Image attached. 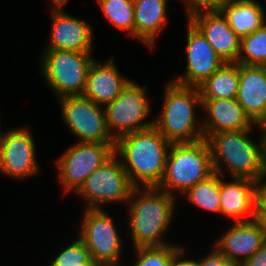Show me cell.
Listing matches in <instances>:
<instances>
[{"mask_svg": "<svg viewBox=\"0 0 266 266\" xmlns=\"http://www.w3.org/2000/svg\"><path fill=\"white\" fill-rule=\"evenodd\" d=\"M171 144L152 126L118 138L114 154L135 188L157 187L164 175Z\"/></svg>", "mask_w": 266, "mask_h": 266, "instance_id": "obj_1", "label": "cell"}, {"mask_svg": "<svg viewBox=\"0 0 266 266\" xmlns=\"http://www.w3.org/2000/svg\"><path fill=\"white\" fill-rule=\"evenodd\" d=\"M251 130L217 132L205 138L214 172L223 177L224 164L233 178H247L255 182L264 178L266 127H262L257 143L249 137Z\"/></svg>", "mask_w": 266, "mask_h": 266, "instance_id": "obj_2", "label": "cell"}, {"mask_svg": "<svg viewBox=\"0 0 266 266\" xmlns=\"http://www.w3.org/2000/svg\"><path fill=\"white\" fill-rule=\"evenodd\" d=\"M176 196L156 187L134 188L127 203L133 247L169 245L163 237L174 218ZM163 236V237H162Z\"/></svg>", "mask_w": 266, "mask_h": 266, "instance_id": "obj_3", "label": "cell"}, {"mask_svg": "<svg viewBox=\"0 0 266 266\" xmlns=\"http://www.w3.org/2000/svg\"><path fill=\"white\" fill-rule=\"evenodd\" d=\"M161 114L154 127L171 143L196 142L204 139L202 120L197 122L196 106L202 107L199 88L168 81Z\"/></svg>", "mask_w": 266, "mask_h": 266, "instance_id": "obj_4", "label": "cell"}, {"mask_svg": "<svg viewBox=\"0 0 266 266\" xmlns=\"http://www.w3.org/2000/svg\"><path fill=\"white\" fill-rule=\"evenodd\" d=\"M214 173L209 145L205 139L172 143L163 178L156 187L170 195L183 194L188 188Z\"/></svg>", "mask_w": 266, "mask_h": 266, "instance_id": "obj_5", "label": "cell"}, {"mask_svg": "<svg viewBox=\"0 0 266 266\" xmlns=\"http://www.w3.org/2000/svg\"><path fill=\"white\" fill-rule=\"evenodd\" d=\"M92 52L44 50L41 54V74L57 99L83 95L87 75L95 59Z\"/></svg>", "mask_w": 266, "mask_h": 266, "instance_id": "obj_6", "label": "cell"}, {"mask_svg": "<svg viewBox=\"0 0 266 266\" xmlns=\"http://www.w3.org/2000/svg\"><path fill=\"white\" fill-rule=\"evenodd\" d=\"M150 103L147 87L130 80L120 95L104 106L112 138L116 141L127 134L154 126V118L146 121L151 114Z\"/></svg>", "mask_w": 266, "mask_h": 266, "instance_id": "obj_7", "label": "cell"}, {"mask_svg": "<svg viewBox=\"0 0 266 266\" xmlns=\"http://www.w3.org/2000/svg\"><path fill=\"white\" fill-rule=\"evenodd\" d=\"M134 188L121 161L114 154L87 177L76 194L87 201L86 209H102L105 204H127Z\"/></svg>", "mask_w": 266, "mask_h": 266, "instance_id": "obj_8", "label": "cell"}, {"mask_svg": "<svg viewBox=\"0 0 266 266\" xmlns=\"http://www.w3.org/2000/svg\"><path fill=\"white\" fill-rule=\"evenodd\" d=\"M62 118L78 142L115 143L106 121L104 106L84 95H69L57 99Z\"/></svg>", "mask_w": 266, "mask_h": 266, "instance_id": "obj_9", "label": "cell"}, {"mask_svg": "<svg viewBox=\"0 0 266 266\" xmlns=\"http://www.w3.org/2000/svg\"><path fill=\"white\" fill-rule=\"evenodd\" d=\"M115 143L78 142L57 159L58 180L65 193L77 191L87 177L114 155Z\"/></svg>", "mask_w": 266, "mask_h": 266, "instance_id": "obj_10", "label": "cell"}, {"mask_svg": "<svg viewBox=\"0 0 266 266\" xmlns=\"http://www.w3.org/2000/svg\"><path fill=\"white\" fill-rule=\"evenodd\" d=\"M78 237L91 253L95 264L121 263L122 242L113 218L102 209H86Z\"/></svg>", "mask_w": 266, "mask_h": 266, "instance_id": "obj_11", "label": "cell"}, {"mask_svg": "<svg viewBox=\"0 0 266 266\" xmlns=\"http://www.w3.org/2000/svg\"><path fill=\"white\" fill-rule=\"evenodd\" d=\"M27 128L10 129L1 134L0 172L14 179H26L40 169L35 156V143Z\"/></svg>", "mask_w": 266, "mask_h": 266, "instance_id": "obj_12", "label": "cell"}, {"mask_svg": "<svg viewBox=\"0 0 266 266\" xmlns=\"http://www.w3.org/2000/svg\"><path fill=\"white\" fill-rule=\"evenodd\" d=\"M187 26L186 70L184 75H179L171 81L178 85L198 88L225 62L189 20Z\"/></svg>", "mask_w": 266, "mask_h": 266, "instance_id": "obj_13", "label": "cell"}, {"mask_svg": "<svg viewBox=\"0 0 266 266\" xmlns=\"http://www.w3.org/2000/svg\"><path fill=\"white\" fill-rule=\"evenodd\" d=\"M186 16L225 63H237L241 38L219 9L198 10Z\"/></svg>", "mask_w": 266, "mask_h": 266, "instance_id": "obj_14", "label": "cell"}, {"mask_svg": "<svg viewBox=\"0 0 266 266\" xmlns=\"http://www.w3.org/2000/svg\"><path fill=\"white\" fill-rule=\"evenodd\" d=\"M51 8L52 30L44 50L93 51V29L86 21L72 17L63 8Z\"/></svg>", "mask_w": 266, "mask_h": 266, "instance_id": "obj_15", "label": "cell"}, {"mask_svg": "<svg viewBox=\"0 0 266 266\" xmlns=\"http://www.w3.org/2000/svg\"><path fill=\"white\" fill-rule=\"evenodd\" d=\"M214 246L236 266H241L265 242L263 224L256 220L234 222Z\"/></svg>", "mask_w": 266, "mask_h": 266, "instance_id": "obj_16", "label": "cell"}, {"mask_svg": "<svg viewBox=\"0 0 266 266\" xmlns=\"http://www.w3.org/2000/svg\"><path fill=\"white\" fill-rule=\"evenodd\" d=\"M200 108L205 112L202 119L204 139L212 133L248 130L253 126L261 130L263 127L250 119L236 98L202 99Z\"/></svg>", "mask_w": 266, "mask_h": 266, "instance_id": "obj_17", "label": "cell"}, {"mask_svg": "<svg viewBox=\"0 0 266 266\" xmlns=\"http://www.w3.org/2000/svg\"><path fill=\"white\" fill-rule=\"evenodd\" d=\"M236 99L255 124L266 127V73L262 66L239 64Z\"/></svg>", "mask_w": 266, "mask_h": 266, "instance_id": "obj_18", "label": "cell"}, {"mask_svg": "<svg viewBox=\"0 0 266 266\" xmlns=\"http://www.w3.org/2000/svg\"><path fill=\"white\" fill-rule=\"evenodd\" d=\"M130 80L119 73L113 58L103 64L94 60L88 71L83 95L94 103L105 106L120 95Z\"/></svg>", "mask_w": 266, "mask_h": 266, "instance_id": "obj_19", "label": "cell"}, {"mask_svg": "<svg viewBox=\"0 0 266 266\" xmlns=\"http://www.w3.org/2000/svg\"><path fill=\"white\" fill-rule=\"evenodd\" d=\"M221 177L220 214L234 219V222L253 220L256 182L247 178H232L233 182L227 183Z\"/></svg>", "mask_w": 266, "mask_h": 266, "instance_id": "obj_20", "label": "cell"}, {"mask_svg": "<svg viewBox=\"0 0 266 266\" xmlns=\"http://www.w3.org/2000/svg\"><path fill=\"white\" fill-rule=\"evenodd\" d=\"M168 0H133L134 37L153 49L160 31L168 22Z\"/></svg>", "mask_w": 266, "mask_h": 266, "instance_id": "obj_21", "label": "cell"}, {"mask_svg": "<svg viewBox=\"0 0 266 266\" xmlns=\"http://www.w3.org/2000/svg\"><path fill=\"white\" fill-rule=\"evenodd\" d=\"M219 10L240 38L254 32L266 22V13L255 0H236Z\"/></svg>", "mask_w": 266, "mask_h": 266, "instance_id": "obj_22", "label": "cell"}, {"mask_svg": "<svg viewBox=\"0 0 266 266\" xmlns=\"http://www.w3.org/2000/svg\"><path fill=\"white\" fill-rule=\"evenodd\" d=\"M239 87V64L225 63L198 88L201 99L236 98Z\"/></svg>", "mask_w": 266, "mask_h": 266, "instance_id": "obj_23", "label": "cell"}, {"mask_svg": "<svg viewBox=\"0 0 266 266\" xmlns=\"http://www.w3.org/2000/svg\"><path fill=\"white\" fill-rule=\"evenodd\" d=\"M183 194L198 208L220 214V174L214 172L207 179L188 188Z\"/></svg>", "mask_w": 266, "mask_h": 266, "instance_id": "obj_24", "label": "cell"}, {"mask_svg": "<svg viewBox=\"0 0 266 266\" xmlns=\"http://www.w3.org/2000/svg\"><path fill=\"white\" fill-rule=\"evenodd\" d=\"M266 62V22L241 38L237 64L262 66Z\"/></svg>", "mask_w": 266, "mask_h": 266, "instance_id": "obj_25", "label": "cell"}, {"mask_svg": "<svg viewBox=\"0 0 266 266\" xmlns=\"http://www.w3.org/2000/svg\"><path fill=\"white\" fill-rule=\"evenodd\" d=\"M105 17L116 29L126 31L134 37V3L133 0H97Z\"/></svg>", "mask_w": 266, "mask_h": 266, "instance_id": "obj_26", "label": "cell"}, {"mask_svg": "<svg viewBox=\"0 0 266 266\" xmlns=\"http://www.w3.org/2000/svg\"><path fill=\"white\" fill-rule=\"evenodd\" d=\"M136 262L133 266H174L179 255L185 251L181 245L134 248Z\"/></svg>", "mask_w": 266, "mask_h": 266, "instance_id": "obj_27", "label": "cell"}, {"mask_svg": "<svg viewBox=\"0 0 266 266\" xmlns=\"http://www.w3.org/2000/svg\"><path fill=\"white\" fill-rule=\"evenodd\" d=\"M48 266H98L83 241L77 237L53 258Z\"/></svg>", "mask_w": 266, "mask_h": 266, "instance_id": "obj_28", "label": "cell"}, {"mask_svg": "<svg viewBox=\"0 0 266 266\" xmlns=\"http://www.w3.org/2000/svg\"><path fill=\"white\" fill-rule=\"evenodd\" d=\"M254 219H266V180L260 179L255 186Z\"/></svg>", "mask_w": 266, "mask_h": 266, "instance_id": "obj_29", "label": "cell"}, {"mask_svg": "<svg viewBox=\"0 0 266 266\" xmlns=\"http://www.w3.org/2000/svg\"><path fill=\"white\" fill-rule=\"evenodd\" d=\"M236 0H184L187 15L198 10L220 9L222 6Z\"/></svg>", "mask_w": 266, "mask_h": 266, "instance_id": "obj_30", "label": "cell"}, {"mask_svg": "<svg viewBox=\"0 0 266 266\" xmlns=\"http://www.w3.org/2000/svg\"><path fill=\"white\" fill-rule=\"evenodd\" d=\"M198 266H236L227 259L216 247L209 254L199 261L195 260Z\"/></svg>", "mask_w": 266, "mask_h": 266, "instance_id": "obj_31", "label": "cell"}, {"mask_svg": "<svg viewBox=\"0 0 266 266\" xmlns=\"http://www.w3.org/2000/svg\"><path fill=\"white\" fill-rule=\"evenodd\" d=\"M241 266H266V242Z\"/></svg>", "mask_w": 266, "mask_h": 266, "instance_id": "obj_32", "label": "cell"}, {"mask_svg": "<svg viewBox=\"0 0 266 266\" xmlns=\"http://www.w3.org/2000/svg\"><path fill=\"white\" fill-rule=\"evenodd\" d=\"M184 251L179 255L174 266H198L197 262L193 259H184ZM183 258V259H181Z\"/></svg>", "mask_w": 266, "mask_h": 266, "instance_id": "obj_33", "label": "cell"}, {"mask_svg": "<svg viewBox=\"0 0 266 266\" xmlns=\"http://www.w3.org/2000/svg\"><path fill=\"white\" fill-rule=\"evenodd\" d=\"M51 1V7L52 8H61L63 6H66L67 2L69 0H50Z\"/></svg>", "mask_w": 266, "mask_h": 266, "instance_id": "obj_34", "label": "cell"}, {"mask_svg": "<svg viewBox=\"0 0 266 266\" xmlns=\"http://www.w3.org/2000/svg\"><path fill=\"white\" fill-rule=\"evenodd\" d=\"M254 220L259 221V222H261L263 224L265 238H266V219H254Z\"/></svg>", "mask_w": 266, "mask_h": 266, "instance_id": "obj_35", "label": "cell"}, {"mask_svg": "<svg viewBox=\"0 0 266 266\" xmlns=\"http://www.w3.org/2000/svg\"><path fill=\"white\" fill-rule=\"evenodd\" d=\"M98 266H120V264L119 263H116V264H101V265H98Z\"/></svg>", "mask_w": 266, "mask_h": 266, "instance_id": "obj_36", "label": "cell"}, {"mask_svg": "<svg viewBox=\"0 0 266 266\" xmlns=\"http://www.w3.org/2000/svg\"><path fill=\"white\" fill-rule=\"evenodd\" d=\"M264 178H266V140H265V173Z\"/></svg>", "mask_w": 266, "mask_h": 266, "instance_id": "obj_37", "label": "cell"}, {"mask_svg": "<svg viewBox=\"0 0 266 266\" xmlns=\"http://www.w3.org/2000/svg\"><path fill=\"white\" fill-rule=\"evenodd\" d=\"M262 67H263V69H264V71L266 73V62L262 65Z\"/></svg>", "mask_w": 266, "mask_h": 266, "instance_id": "obj_38", "label": "cell"}, {"mask_svg": "<svg viewBox=\"0 0 266 266\" xmlns=\"http://www.w3.org/2000/svg\"><path fill=\"white\" fill-rule=\"evenodd\" d=\"M1 118V117H0ZM1 120V119H0ZM1 122V121H0ZM1 124V123H0ZM0 128H1V126H0ZM0 131H1V129H0ZM1 134H2V132H0V139H1Z\"/></svg>", "mask_w": 266, "mask_h": 266, "instance_id": "obj_39", "label": "cell"}]
</instances>
